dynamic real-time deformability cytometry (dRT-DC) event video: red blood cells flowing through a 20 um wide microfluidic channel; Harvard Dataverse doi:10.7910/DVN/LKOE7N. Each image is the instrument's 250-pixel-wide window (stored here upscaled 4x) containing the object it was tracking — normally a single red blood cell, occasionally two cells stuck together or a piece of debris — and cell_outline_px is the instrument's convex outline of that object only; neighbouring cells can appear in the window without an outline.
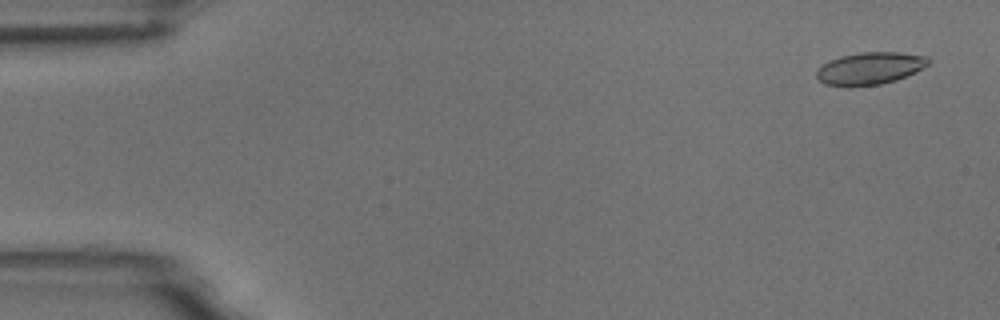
{"species": "common noctule bat (a hibernating species)", "species_latin": "Nyctalus noctula", "temperature_condition": "room temperature", "stored_images_in_passage": 5, "camera_frame_rate_fps": 3000, "um_per_image_px": 0.085, "animal": {"sex": "male", "body_mass_g": 18.8}, "frame": {"image": 1, "passage_image": 1, "time_ms": 0.0, "image_size_px": [1000, 320], "cell_outline_px": [[932, 60], [928, 64], [916, 72], [896, 80], [880, 84], [852, 88], [848, 88], [824, 84], [816, 76], [816, 72], [828, 60], [840, 56], [860, 52], [900, 52], [928, 56]], "centroid_in_image_um": [73.94, 5.82], "position_along_channel_um": 11.1, "area_um2": 21.44}}